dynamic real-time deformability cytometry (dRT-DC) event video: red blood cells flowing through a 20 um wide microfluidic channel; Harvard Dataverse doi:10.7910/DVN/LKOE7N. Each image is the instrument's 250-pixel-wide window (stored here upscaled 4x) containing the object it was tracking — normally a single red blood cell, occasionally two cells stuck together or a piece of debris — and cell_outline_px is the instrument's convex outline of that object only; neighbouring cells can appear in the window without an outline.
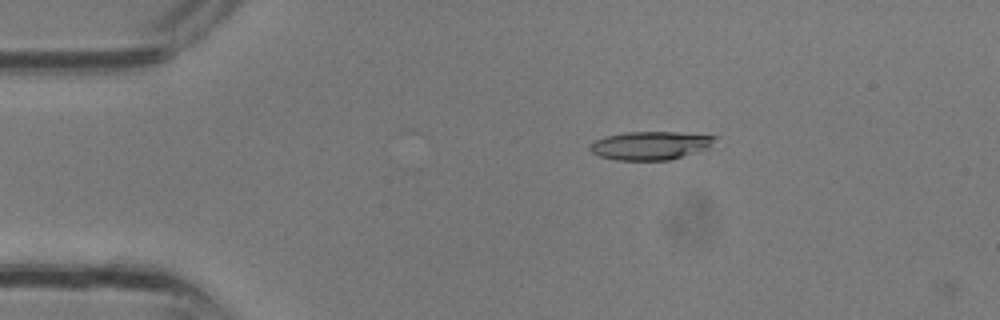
{"species": "common noctule bat (a hibernating species)", "species_latin": "Nyctalus noctula", "temperature_condition": "room temperature", "stored_images_in_passage": 23, "camera_frame_rate_fps": 3000, "um_per_image_px": 0.085, "animal": {"sex": "male", "body_mass_g": 13.3}, "frame": {"image": 1, "passage_image": 2, "time_ms": 0.333, "image_size_px": [1000, 320], "cell_outline_px": [[720, 136], [708, 148], [668, 160], [616, 160], [600, 156], [592, 152], [588, 148], [588, 144], [592, 140], [604, 136], [624, 132], [676, 132]], "centroid_in_image_um": [55.23, 12.35], "position_along_channel_um": 29.8, "area_um2": 20.81}}
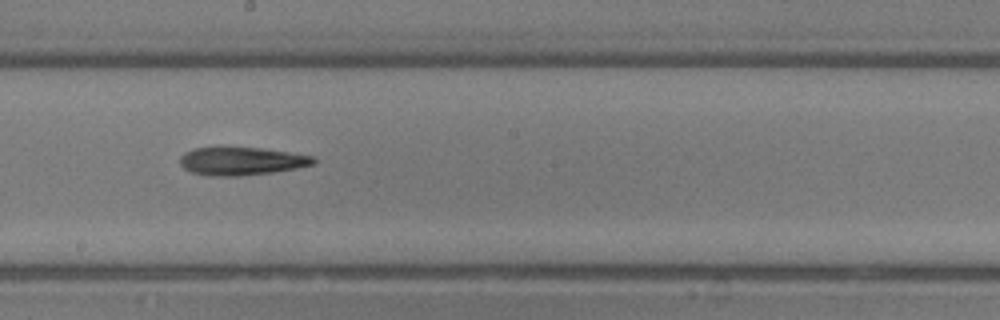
{"frame": {"image": 2, "passage_image": 14, "time_ms": 4.333, "image_size_px": [1000, 320], "cell_outline_px": [[316, 164], [296, 168], [272, 172], [240, 176], [208, 176], [192, 172], [184, 168], [180, 164], [180, 156], [184, 152], [192, 148], [260, 148], [316, 156]], "centroid_in_image_um": [20.54, 13.7], "position_along_channel_um": 227.7, "area_um2": 21.79}}
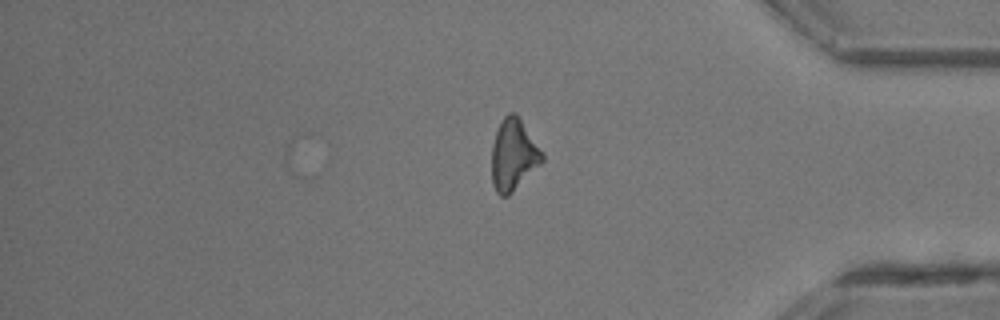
{"frame": {"image": 3, "passage_image": 23, "time_ms": 7.333, "image_size_px": [1000, 320], "cell_outline_px": [[544, 160], [508, 196], [500, 196], [496, 192], [492, 184], [492, 144], [496, 132], [504, 116], [508, 112], [516, 112], [544, 152]], "centroid_in_image_um": [43.65, 13.14], "position_along_channel_um": 391.6, "area_um2": 21.04}}